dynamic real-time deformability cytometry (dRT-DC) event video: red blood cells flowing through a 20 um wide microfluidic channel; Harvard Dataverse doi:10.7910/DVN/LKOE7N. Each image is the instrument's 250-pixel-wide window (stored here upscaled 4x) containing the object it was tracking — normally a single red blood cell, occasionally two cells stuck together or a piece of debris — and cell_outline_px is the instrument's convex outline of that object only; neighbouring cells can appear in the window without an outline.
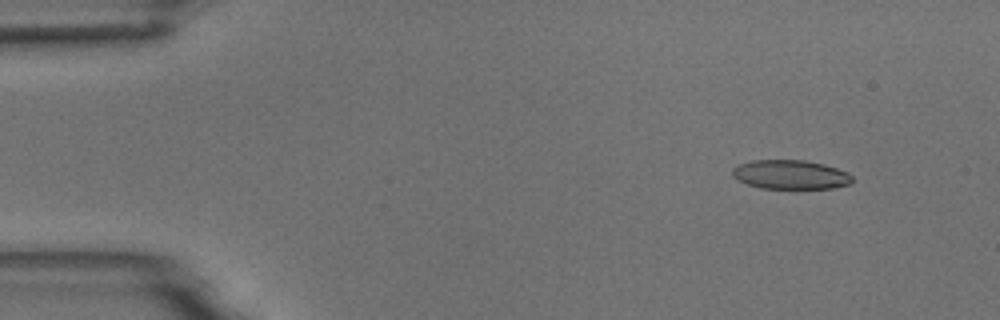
{"species": "common noctule bat (a hibernating species)", "species_latin": "Nyctalus noctula", "temperature_condition": "room temperature", "stored_images_in_passage": 4, "camera_frame_rate_fps": 3000, "um_per_image_px": 0.085, "animal": {"sex": "male", "body_mass_g": 18.8}, "frame": {"image": 1, "passage_image": 2, "time_ms": 1.0, "image_size_px": [1000, 320], "cell_outline_px": [[852, 180], [848, 184], [832, 188], [760, 188], [736, 180], [732, 176], [732, 168], [740, 164], [752, 160], [804, 160], [824, 164], [848, 172], [852, 176]], "centroid_in_image_um": [67.16, 14.83], "position_along_channel_um": 17.8, "area_um2": 20.29}}
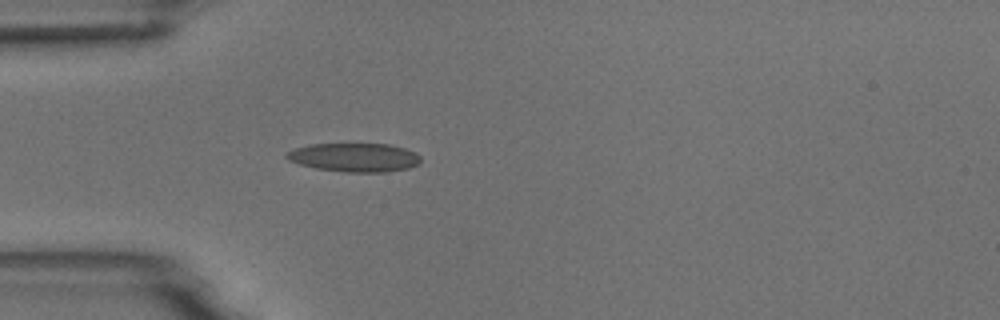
{"frame": {"image": 2, "passage_image": 4, "time_ms": 4.333, "image_size_px": [1000, 320], "cell_outline_px": [[420, 164], [408, 168], [388, 172], [344, 172], [316, 168], [300, 164], [288, 160], [284, 156], [288, 152], [296, 148], [312, 144], [388, 144], [404, 148], [416, 152], [420, 156]], "centroid_in_image_um": [30.16, 13.38], "position_along_channel_um": 54.8, "area_um2": 22.43}}